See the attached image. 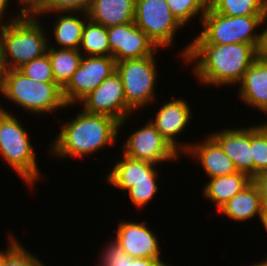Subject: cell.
I'll return each instance as SVG.
<instances>
[{"label": "cell", "instance_id": "cell-1", "mask_svg": "<svg viewBox=\"0 0 267 266\" xmlns=\"http://www.w3.org/2000/svg\"><path fill=\"white\" fill-rule=\"evenodd\" d=\"M183 61L194 62L193 73L198 81L209 86L238 84L258 57L253 44H189L181 54Z\"/></svg>", "mask_w": 267, "mask_h": 266}, {"label": "cell", "instance_id": "cell-19", "mask_svg": "<svg viewBox=\"0 0 267 266\" xmlns=\"http://www.w3.org/2000/svg\"><path fill=\"white\" fill-rule=\"evenodd\" d=\"M87 16L106 28L134 22L135 0H91Z\"/></svg>", "mask_w": 267, "mask_h": 266}, {"label": "cell", "instance_id": "cell-35", "mask_svg": "<svg viewBox=\"0 0 267 266\" xmlns=\"http://www.w3.org/2000/svg\"><path fill=\"white\" fill-rule=\"evenodd\" d=\"M129 266H169L162 259L132 258L129 256Z\"/></svg>", "mask_w": 267, "mask_h": 266}, {"label": "cell", "instance_id": "cell-22", "mask_svg": "<svg viewBox=\"0 0 267 266\" xmlns=\"http://www.w3.org/2000/svg\"><path fill=\"white\" fill-rule=\"evenodd\" d=\"M47 48L55 83L63 89L71 80L73 73L79 68L83 58L78 49H65L56 47Z\"/></svg>", "mask_w": 267, "mask_h": 266}, {"label": "cell", "instance_id": "cell-18", "mask_svg": "<svg viewBox=\"0 0 267 266\" xmlns=\"http://www.w3.org/2000/svg\"><path fill=\"white\" fill-rule=\"evenodd\" d=\"M157 164L136 160L123 155V159L115 163L107 175L108 183L112 186L128 191L136 182L141 180L158 179Z\"/></svg>", "mask_w": 267, "mask_h": 266}, {"label": "cell", "instance_id": "cell-39", "mask_svg": "<svg viewBox=\"0 0 267 266\" xmlns=\"http://www.w3.org/2000/svg\"><path fill=\"white\" fill-rule=\"evenodd\" d=\"M10 0H0V23L1 21L3 20V14H5V10H7V7H8V3H9Z\"/></svg>", "mask_w": 267, "mask_h": 266}, {"label": "cell", "instance_id": "cell-25", "mask_svg": "<svg viewBox=\"0 0 267 266\" xmlns=\"http://www.w3.org/2000/svg\"><path fill=\"white\" fill-rule=\"evenodd\" d=\"M210 7L231 17L267 15V0H210Z\"/></svg>", "mask_w": 267, "mask_h": 266}, {"label": "cell", "instance_id": "cell-27", "mask_svg": "<svg viewBox=\"0 0 267 266\" xmlns=\"http://www.w3.org/2000/svg\"><path fill=\"white\" fill-rule=\"evenodd\" d=\"M251 149L255 176L267 171V122L251 127Z\"/></svg>", "mask_w": 267, "mask_h": 266}, {"label": "cell", "instance_id": "cell-3", "mask_svg": "<svg viewBox=\"0 0 267 266\" xmlns=\"http://www.w3.org/2000/svg\"><path fill=\"white\" fill-rule=\"evenodd\" d=\"M15 16L2 23V54L8 69H18L42 57L49 45L38 17H22L20 13Z\"/></svg>", "mask_w": 267, "mask_h": 266}, {"label": "cell", "instance_id": "cell-33", "mask_svg": "<svg viewBox=\"0 0 267 266\" xmlns=\"http://www.w3.org/2000/svg\"><path fill=\"white\" fill-rule=\"evenodd\" d=\"M18 2L25 6L20 12L22 17L41 16L46 7V0H18Z\"/></svg>", "mask_w": 267, "mask_h": 266}, {"label": "cell", "instance_id": "cell-42", "mask_svg": "<svg viewBox=\"0 0 267 266\" xmlns=\"http://www.w3.org/2000/svg\"><path fill=\"white\" fill-rule=\"evenodd\" d=\"M252 266H267V259H265V261H261L260 263H256L255 265Z\"/></svg>", "mask_w": 267, "mask_h": 266}, {"label": "cell", "instance_id": "cell-29", "mask_svg": "<svg viewBox=\"0 0 267 266\" xmlns=\"http://www.w3.org/2000/svg\"><path fill=\"white\" fill-rule=\"evenodd\" d=\"M156 179L141 180L128 190L130 200L136 207L142 208L152 200L159 187Z\"/></svg>", "mask_w": 267, "mask_h": 266}, {"label": "cell", "instance_id": "cell-21", "mask_svg": "<svg viewBox=\"0 0 267 266\" xmlns=\"http://www.w3.org/2000/svg\"><path fill=\"white\" fill-rule=\"evenodd\" d=\"M251 182L252 179L243 172L210 178L203 188V195L214 202L219 211L224 204Z\"/></svg>", "mask_w": 267, "mask_h": 266}, {"label": "cell", "instance_id": "cell-11", "mask_svg": "<svg viewBox=\"0 0 267 266\" xmlns=\"http://www.w3.org/2000/svg\"><path fill=\"white\" fill-rule=\"evenodd\" d=\"M128 137L123 146V155L129 158L159 164L179 157L180 153L161 136L150 121Z\"/></svg>", "mask_w": 267, "mask_h": 266}, {"label": "cell", "instance_id": "cell-23", "mask_svg": "<svg viewBox=\"0 0 267 266\" xmlns=\"http://www.w3.org/2000/svg\"><path fill=\"white\" fill-rule=\"evenodd\" d=\"M70 14L59 15L54 24V37L56 43L61 48L79 49L83 28L88 19L87 13H83L86 19L79 18L78 15Z\"/></svg>", "mask_w": 267, "mask_h": 266}, {"label": "cell", "instance_id": "cell-17", "mask_svg": "<svg viewBox=\"0 0 267 266\" xmlns=\"http://www.w3.org/2000/svg\"><path fill=\"white\" fill-rule=\"evenodd\" d=\"M239 97L245 104L267 114V60L259 56L239 82Z\"/></svg>", "mask_w": 267, "mask_h": 266}, {"label": "cell", "instance_id": "cell-40", "mask_svg": "<svg viewBox=\"0 0 267 266\" xmlns=\"http://www.w3.org/2000/svg\"><path fill=\"white\" fill-rule=\"evenodd\" d=\"M261 222L267 232V210H264Z\"/></svg>", "mask_w": 267, "mask_h": 266}, {"label": "cell", "instance_id": "cell-6", "mask_svg": "<svg viewBox=\"0 0 267 266\" xmlns=\"http://www.w3.org/2000/svg\"><path fill=\"white\" fill-rule=\"evenodd\" d=\"M2 95L33 114L52 113L68 107L62 89L55 82L32 80L18 69L8 70Z\"/></svg>", "mask_w": 267, "mask_h": 266}, {"label": "cell", "instance_id": "cell-15", "mask_svg": "<svg viewBox=\"0 0 267 266\" xmlns=\"http://www.w3.org/2000/svg\"><path fill=\"white\" fill-rule=\"evenodd\" d=\"M232 160L238 172L254 177V161L251 149V127L224 129L209 134Z\"/></svg>", "mask_w": 267, "mask_h": 266}, {"label": "cell", "instance_id": "cell-30", "mask_svg": "<svg viewBox=\"0 0 267 266\" xmlns=\"http://www.w3.org/2000/svg\"><path fill=\"white\" fill-rule=\"evenodd\" d=\"M91 0H46L45 13H87Z\"/></svg>", "mask_w": 267, "mask_h": 266}, {"label": "cell", "instance_id": "cell-16", "mask_svg": "<svg viewBox=\"0 0 267 266\" xmlns=\"http://www.w3.org/2000/svg\"><path fill=\"white\" fill-rule=\"evenodd\" d=\"M204 142L189 144V149L184 153L193 156L202 164L209 178L229 175L238 172L235 164L226 155L220 145L210 136Z\"/></svg>", "mask_w": 267, "mask_h": 266}, {"label": "cell", "instance_id": "cell-31", "mask_svg": "<svg viewBox=\"0 0 267 266\" xmlns=\"http://www.w3.org/2000/svg\"><path fill=\"white\" fill-rule=\"evenodd\" d=\"M101 256L98 266H129V255L115 240L108 243Z\"/></svg>", "mask_w": 267, "mask_h": 266}, {"label": "cell", "instance_id": "cell-9", "mask_svg": "<svg viewBox=\"0 0 267 266\" xmlns=\"http://www.w3.org/2000/svg\"><path fill=\"white\" fill-rule=\"evenodd\" d=\"M116 71V61L111 56H83L79 68L62 89L66 105L80 102L107 77Z\"/></svg>", "mask_w": 267, "mask_h": 266}, {"label": "cell", "instance_id": "cell-8", "mask_svg": "<svg viewBox=\"0 0 267 266\" xmlns=\"http://www.w3.org/2000/svg\"><path fill=\"white\" fill-rule=\"evenodd\" d=\"M134 23L158 48L171 46L182 27L165 0H135Z\"/></svg>", "mask_w": 267, "mask_h": 266}, {"label": "cell", "instance_id": "cell-4", "mask_svg": "<svg viewBox=\"0 0 267 266\" xmlns=\"http://www.w3.org/2000/svg\"><path fill=\"white\" fill-rule=\"evenodd\" d=\"M265 20H267V15L231 17L217 13L209 7L200 20L204 29L190 44L245 43L253 44L259 49L262 34L261 32L257 34L255 29L263 25Z\"/></svg>", "mask_w": 267, "mask_h": 266}, {"label": "cell", "instance_id": "cell-2", "mask_svg": "<svg viewBox=\"0 0 267 266\" xmlns=\"http://www.w3.org/2000/svg\"><path fill=\"white\" fill-rule=\"evenodd\" d=\"M119 125L120 122L110 116L81 110L71 121L63 123L50 151L61 158L95 154L117 140Z\"/></svg>", "mask_w": 267, "mask_h": 266}, {"label": "cell", "instance_id": "cell-34", "mask_svg": "<svg viewBox=\"0 0 267 266\" xmlns=\"http://www.w3.org/2000/svg\"><path fill=\"white\" fill-rule=\"evenodd\" d=\"M252 183L259 191L263 210H267V171L255 175L252 178Z\"/></svg>", "mask_w": 267, "mask_h": 266}, {"label": "cell", "instance_id": "cell-14", "mask_svg": "<svg viewBox=\"0 0 267 266\" xmlns=\"http://www.w3.org/2000/svg\"><path fill=\"white\" fill-rule=\"evenodd\" d=\"M115 241L132 258L161 259L160 244L146 222L121 221L117 228Z\"/></svg>", "mask_w": 267, "mask_h": 266}, {"label": "cell", "instance_id": "cell-37", "mask_svg": "<svg viewBox=\"0 0 267 266\" xmlns=\"http://www.w3.org/2000/svg\"><path fill=\"white\" fill-rule=\"evenodd\" d=\"M8 67L5 62V58L3 54H0V93H3L5 83H6V76L8 72Z\"/></svg>", "mask_w": 267, "mask_h": 266}, {"label": "cell", "instance_id": "cell-13", "mask_svg": "<svg viewBox=\"0 0 267 266\" xmlns=\"http://www.w3.org/2000/svg\"><path fill=\"white\" fill-rule=\"evenodd\" d=\"M191 114L189 103L183 98H176L168 102L165 100V103L156 112L155 119L150 120V122L173 148L183 154L189 149L190 145L177 142L175 137L189 125Z\"/></svg>", "mask_w": 267, "mask_h": 266}, {"label": "cell", "instance_id": "cell-20", "mask_svg": "<svg viewBox=\"0 0 267 266\" xmlns=\"http://www.w3.org/2000/svg\"><path fill=\"white\" fill-rule=\"evenodd\" d=\"M217 212H223L230 219L238 222L252 219L255 216L262 220L264 210L257 187L251 182Z\"/></svg>", "mask_w": 267, "mask_h": 266}, {"label": "cell", "instance_id": "cell-38", "mask_svg": "<svg viewBox=\"0 0 267 266\" xmlns=\"http://www.w3.org/2000/svg\"><path fill=\"white\" fill-rule=\"evenodd\" d=\"M261 43L258 49V56L267 60V27L261 32Z\"/></svg>", "mask_w": 267, "mask_h": 266}, {"label": "cell", "instance_id": "cell-5", "mask_svg": "<svg viewBox=\"0 0 267 266\" xmlns=\"http://www.w3.org/2000/svg\"><path fill=\"white\" fill-rule=\"evenodd\" d=\"M0 155L27 185L39 180L33 145L20 121L0 106Z\"/></svg>", "mask_w": 267, "mask_h": 266}, {"label": "cell", "instance_id": "cell-10", "mask_svg": "<svg viewBox=\"0 0 267 266\" xmlns=\"http://www.w3.org/2000/svg\"><path fill=\"white\" fill-rule=\"evenodd\" d=\"M83 102V103H82ZM83 110L91 114L110 116L122 124L133 110L127 105L120 75L115 71L82 101Z\"/></svg>", "mask_w": 267, "mask_h": 266}, {"label": "cell", "instance_id": "cell-28", "mask_svg": "<svg viewBox=\"0 0 267 266\" xmlns=\"http://www.w3.org/2000/svg\"><path fill=\"white\" fill-rule=\"evenodd\" d=\"M18 70L28 78L38 82H55L47 53L22 65Z\"/></svg>", "mask_w": 267, "mask_h": 266}, {"label": "cell", "instance_id": "cell-26", "mask_svg": "<svg viewBox=\"0 0 267 266\" xmlns=\"http://www.w3.org/2000/svg\"><path fill=\"white\" fill-rule=\"evenodd\" d=\"M170 11L178 22L185 26L191 18H196L199 14L200 19L210 7V0H165Z\"/></svg>", "mask_w": 267, "mask_h": 266}, {"label": "cell", "instance_id": "cell-41", "mask_svg": "<svg viewBox=\"0 0 267 266\" xmlns=\"http://www.w3.org/2000/svg\"><path fill=\"white\" fill-rule=\"evenodd\" d=\"M2 53V23H0V54Z\"/></svg>", "mask_w": 267, "mask_h": 266}, {"label": "cell", "instance_id": "cell-12", "mask_svg": "<svg viewBox=\"0 0 267 266\" xmlns=\"http://www.w3.org/2000/svg\"><path fill=\"white\" fill-rule=\"evenodd\" d=\"M111 57L116 62L155 55V43L134 23L107 28Z\"/></svg>", "mask_w": 267, "mask_h": 266}, {"label": "cell", "instance_id": "cell-24", "mask_svg": "<svg viewBox=\"0 0 267 266\" xmlns=\"http://www.w3.org/2000/svg\"><path fill=\"white\" fill-rule=\"evenodd\" d=\"M78 50L82 56H111L107 28L90 19L87 20Z\"/></svg>", "mask_w": 267, "mask_h": 266}, {"label": "cell", "instance_id": "cell-32", "mask_svg": "<svg viewBox=\"0 0 267 266\" xmlns=\"http://www.w3.org/2000/svg\"><path fill=\"white\" fill-rule=\"evenodd\" d=\"M3 266H44V264L19 244L7 256Z\"/></svg>", "mask_w": 267, "mask_h": 266}, {"label": "cell", "instance_id": "cell-7", "mask_svg": "<svg viewBox=\"0 0 267 266\" xmlns=\"http://www.w3.org/2000/svg\"><path fill=\"white\" fill-rule=\"evenodd\" d=\"M154 60V55H150L141 59L116 62V72L122 80L126 103L133 111L154 100L158 75Z\"/></svg>", "mask_w": 267, "mask_h": 266}, {"label": "cell", "instance_id": "cell-36", "mask_svg": "<svg viewBox=\"0 0 267 266\" xmlns=\"http://www.w3.org/2000/svg\"><path fill=\"white\" fill-rule=\"evenodd\" d=\"M9 245L7 247V250L4 251H0V266L4 265L5 259L7 258V256L20 244L18 242V240H16V238H14L15 236H9Z\"/></svg>", "mask_w": 267, "mask_h": 266}]
</instances>
